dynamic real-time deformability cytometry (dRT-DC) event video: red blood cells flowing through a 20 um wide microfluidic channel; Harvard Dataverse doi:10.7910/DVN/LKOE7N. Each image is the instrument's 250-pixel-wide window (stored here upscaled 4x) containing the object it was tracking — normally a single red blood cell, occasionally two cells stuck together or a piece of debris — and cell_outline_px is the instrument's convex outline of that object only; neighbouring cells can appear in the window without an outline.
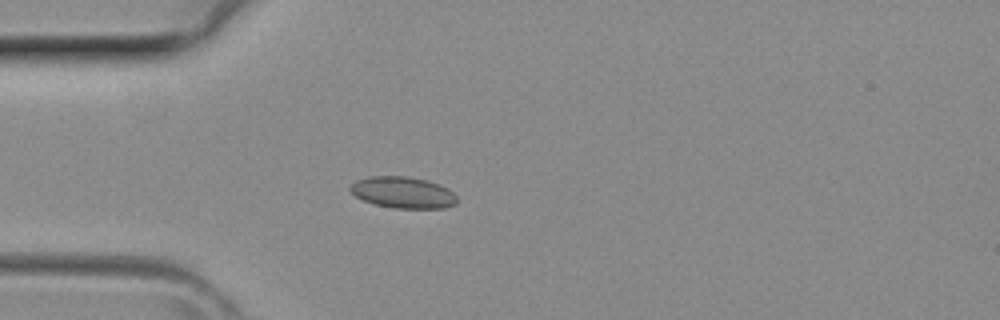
{"species": "common noctule bat (a hibernating species)", "species_latin": "Nyctalus noctula", "temperature_condition": "room temperature", "stored_images_in_passage": 3, "camera_frame_rate_fps": 3000, "um_per_image_px": 0.085, "animal": {"sex": "female", "body_mass_g": 29.2, "forearm_length_mm": 56.3}, "frame": {"image": 1, "passage_image": 3, "time_ms": 0.667, "image_size_px": [1000, 320], "cell_outline_px": [[456, 204], [444, 208], [392, 208], [376, 204], [364, 200], [356, 196], [348, 188], [356, 180], [368, 176], [408, 176], [428, 180], [440, 184], [448, 188], [456, 196]], "centroid_in_image_um": [34.26, 16.35], "position_along_channel_um": 50.7, "area_um2": 19.59}}